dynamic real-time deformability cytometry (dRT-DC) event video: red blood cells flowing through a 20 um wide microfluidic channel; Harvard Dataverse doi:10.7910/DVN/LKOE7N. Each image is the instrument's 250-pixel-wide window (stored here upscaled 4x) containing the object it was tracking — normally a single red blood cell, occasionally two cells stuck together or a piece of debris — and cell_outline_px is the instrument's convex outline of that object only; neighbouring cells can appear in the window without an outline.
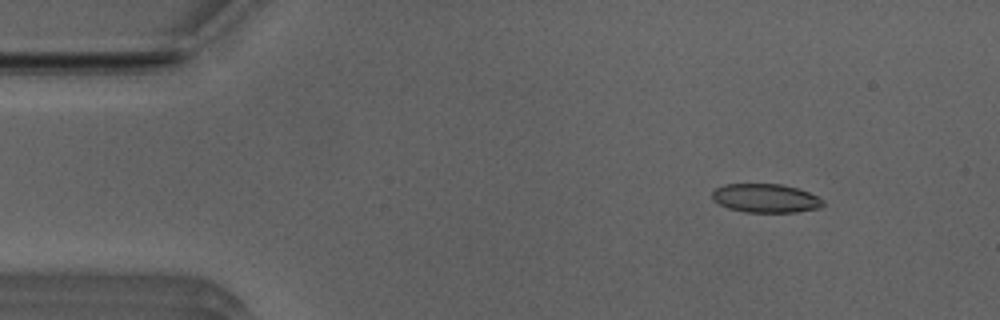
{"species": "Egyptian fruit bat (a non-hibernating species)", "species_latin": "Rousettus aegyptiacus", "temperature_condition": "room temperature", "stored_images_in_passage": 47, "camera_frame_rate_fps": 3000, "um_per_image_px": 0.085, "animal": {"sex": "male"}, "frame": {"image": 1, "passage_image": 1, "time_ms": 0.0, "image_size_px": [1000, 320], "cell_outline_px": [[824, 204], [820, 208], [796, 212], [744, 212], [728, 208], [712, 200], [712, 192], [716, 188], [724, 184], [780, 184], [800, 188], [824, 200]], "centroid_in_image_um": [65.08, 16.85], "position_along_channel_um": 19.9, "area_um2": 18.67}}
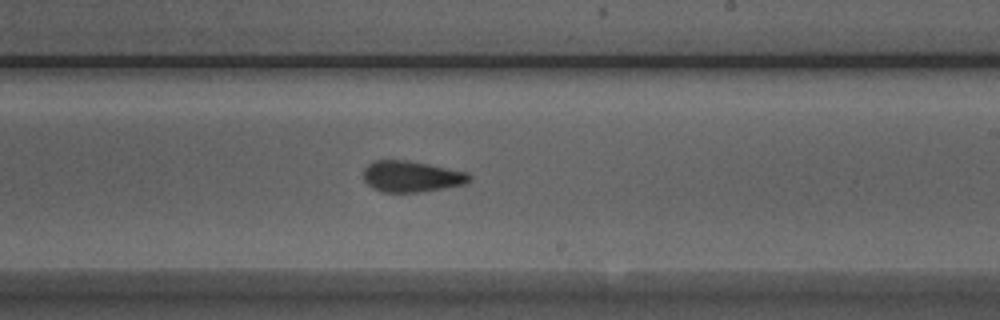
{"frame": {"image": 2, "passage_image": 25, "time_ms": 8.0, "image_size_px": [1000, 320], "cell_outline_px": [[472, 176], [464, 184], [420, 192], [380, 192], [372, 188], [364, 180], [364, 168], [368, 164], [376, 160], [408, 160], [428, 164], [464, 172]], "centroid_in_image_um": [34.91, 15.0], "position_along_channel_um": 254.1, "area_um2": 18.96}}
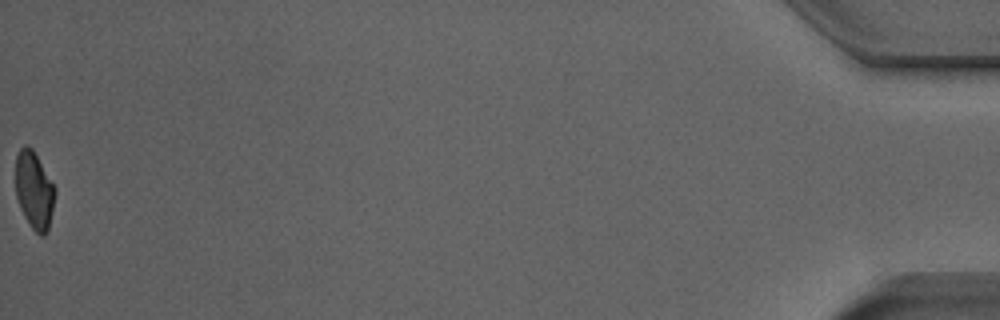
{"frame": {"image": 3, "passage_image": 47, "time_ms": 15.333, "image_size_px": [1000, 320], "cell_outline_px": [[56, 192], [48, 232], [44, 236], [40, 236], [28, 224], [20, 208], [16, 196], [16, 156], [20, 148], [24, 144], [28, 144], [32, 148], [56, 188]], "centroid_in_image_um": [2.91, 16.19], "position_along_channel_um": 432.3, "area_um2": 17.98}, "authors_computed_cell_mechanics": {"area_um2": 19.1896, "velocity_mm_per_s": 3.9234, "shape_relaxation_time_tau1_ms": 9.2109, "shape_relaxation_time_tau2_ms": 1.7073, "deformation_change_tau1": 0.1726, "deformation_change_tau2": 0.0748}}